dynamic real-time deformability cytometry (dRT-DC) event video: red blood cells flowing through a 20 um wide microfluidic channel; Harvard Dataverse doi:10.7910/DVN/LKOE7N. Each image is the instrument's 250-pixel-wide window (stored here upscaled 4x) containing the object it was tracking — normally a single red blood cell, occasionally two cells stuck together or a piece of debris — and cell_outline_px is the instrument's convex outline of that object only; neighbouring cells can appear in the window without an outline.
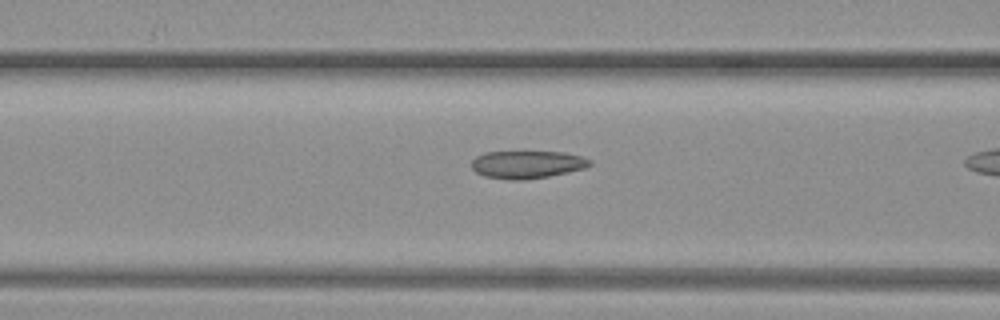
{"species": "common noctule bat (a hibernating species)", "species_latin": "Nyctalus noctula", "temperature_condition": "warm", "stored_images_in_passage": 8, "camera_frame_rate_fps": 3000, "um_per_image_px": 0.085, "animal": {"sex": "female", "body_mass_g": 19.3, "forearm_length_mm": 54.1}, "frame": {"image": 1, "passage_image": 4, "time_ms": 1.0, "image_size_px": [1000, 320], "cell_outline_px": [[592, 164], [584, 168], [568, 172], [548, 176], [524, 180], [508, 180], [484, 176], [476, 172], [472, 168], [472, 160], [476, 156], [484, 152], [564, 152], [580, 156], [592, 160]], "centroid_in_image_um": [44.79, 13.98], "position_along_channel_um": 121.8, "area_um2": 19.07}}
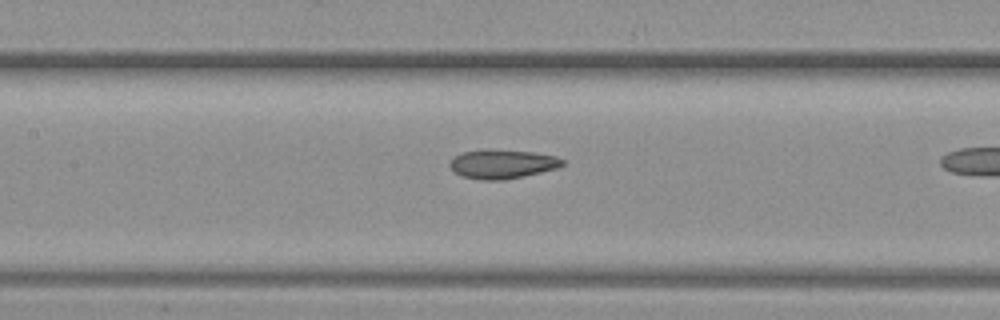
{"frame": {"image": 2, "passage_image": 7, "time_ms": 2.0, "image_size_px": [1000, 320], "cell_outline_px": [[564, 164], [560, 168], [524, 176], [504, 180], [480, 180], [460, 176], [448, 164], [456, 156], [464, 152], [484, 148], [532, 152], [556, 156], [564, 160]], "centroid_in_image_um": [42.72, 13.94], "position_along_channel_um": 164.7, "area_um2": 19.25}}